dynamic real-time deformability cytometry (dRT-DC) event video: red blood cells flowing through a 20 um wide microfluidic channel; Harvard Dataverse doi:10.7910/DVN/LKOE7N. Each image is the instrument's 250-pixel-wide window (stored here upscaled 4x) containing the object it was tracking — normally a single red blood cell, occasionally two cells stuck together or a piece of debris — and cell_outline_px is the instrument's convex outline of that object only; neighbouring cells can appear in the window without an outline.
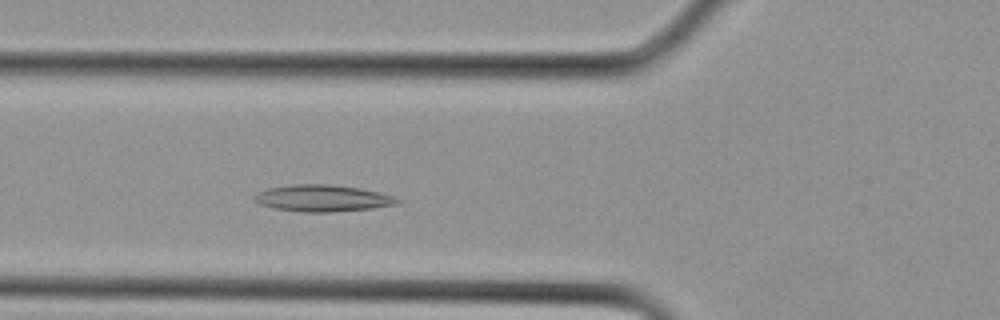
{"species": "Egyptian fruit bat (a non-hibernating species)", "species_latin": "Rousettus aegyptiacus", "temperature_condition": "cold", "stored_images_in_passage": 8, "camera_frame_rate_fps": 3000, "um_per_image_px": 0.085, "animal": {"sex": "female"}, "frame": {"image": 1, "passage_image": 8, "time_ms": 2.333, "image_size_px": [1000, 320], "cell_outline_px": [[400, 200], [396, 204], [372, 208], [332, 212], [300, 212], [276, 208], [260, 204], [252, 196], [256, 192], [268, 188], [292, 184], [328, 184], [360, 188], [380, 192], [392, 196]], "centroid_in_image_um": [27.39, 16.84], "position_along_channel_um": 98.4, "area_um2": 22.14}}